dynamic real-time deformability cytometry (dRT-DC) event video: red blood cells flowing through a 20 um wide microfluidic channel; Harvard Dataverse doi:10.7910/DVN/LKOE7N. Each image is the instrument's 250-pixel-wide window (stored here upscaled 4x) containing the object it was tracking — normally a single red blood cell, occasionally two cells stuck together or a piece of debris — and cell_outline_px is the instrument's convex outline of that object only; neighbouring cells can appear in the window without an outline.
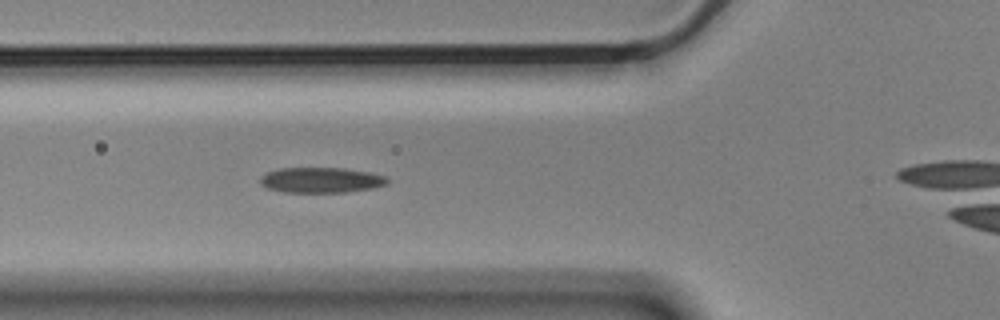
{"species": "Egyptian fruit bat (a non-hibernating species)", "species_latin": "Rousettus aegyptiacus", "temperature_condition": "cold", "stored_images_in_passage": 15, "camera_frame_rate_fps": 3000, "um_per_image_px": 0.085, "animal": {"sex": "male"}, "frame": {"image": 1, "passage_image": 9, "time_ms": 2.667, "image_size_px": [1000, 320], "cell_outline_px": [[388, 184], [376, 188], [344, 192], [284, 192], [268, 188], [260, 184], [260, 176], [268, 172], [280, 168], [344, 168], [368, 172], [384, 176], [388, 180]], "centroid_in_image_um": [27.3, 15.31], "position_along_channel_um": 98.5, "area_um2": 18.79}}
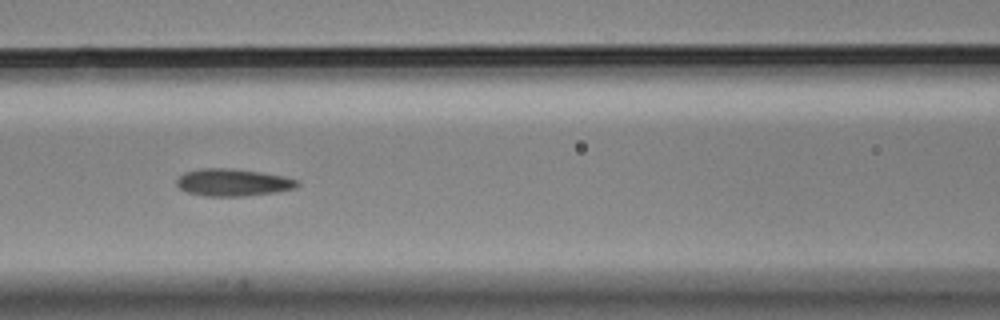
{"frame": {"image": 2, "passage_image": 13, "time_ms": 4.0, "image_size_px": [1000, 320], "cell_outline_px": [[300, 184], [296, 188], [276, 192], [244, 196], [204, 196], [188, 192], [180, 188], [176, 184], [176, 180], [184, 172], [200, 168], [228, 168], [260, 172], [284, 176], [296, 180]], "centroid_in_image_um": [19.79, 15.51], "position_along_channel_um": 146.8, "area_um2": 19.13}}